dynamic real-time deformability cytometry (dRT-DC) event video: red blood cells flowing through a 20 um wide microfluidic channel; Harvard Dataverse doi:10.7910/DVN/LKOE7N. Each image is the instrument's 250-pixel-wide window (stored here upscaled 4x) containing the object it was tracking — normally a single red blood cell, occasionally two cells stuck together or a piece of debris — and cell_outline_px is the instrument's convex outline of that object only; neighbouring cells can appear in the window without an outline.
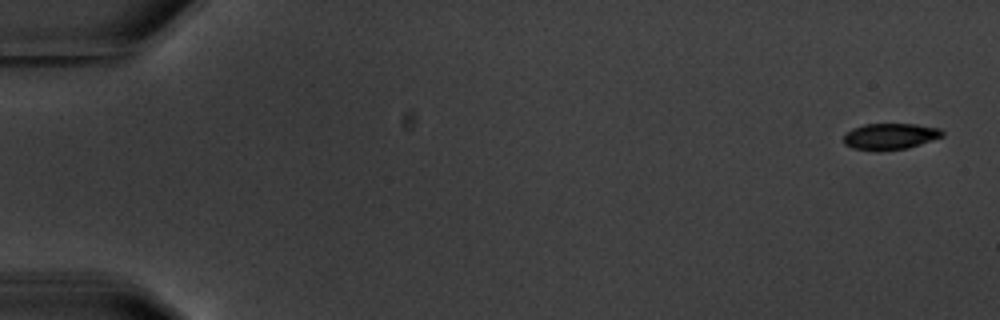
{"species": "common noctule bat (a hibernating species)", "species_latin": "Nyctalus noctula", "temperature_condition": "warm", "stored_images_in_passage": 5, "camera_frame_rate_fps": 3000, "um_per_image_px": 0.085, "animal": {"sex": "male", "body_mass_g": 20.1, "forearm_length_mm": 53.5}, "frame": {"image": 1, "passage_image": 1, "time_ms": 0.0, "image_size_px": [1000, 320], "cell_outline_px": [[944, 136], [908, 148], [880, 152], [872, 152], [852, 148], [844, 144], [844, 136], [852, 128], [864, 124], [916, 124], [940, 128], [944, 132]], "centroid_in_image_um": [75.65, 11.61], "position_along_channel_um": 9.3, "area_um2": 15.43}}